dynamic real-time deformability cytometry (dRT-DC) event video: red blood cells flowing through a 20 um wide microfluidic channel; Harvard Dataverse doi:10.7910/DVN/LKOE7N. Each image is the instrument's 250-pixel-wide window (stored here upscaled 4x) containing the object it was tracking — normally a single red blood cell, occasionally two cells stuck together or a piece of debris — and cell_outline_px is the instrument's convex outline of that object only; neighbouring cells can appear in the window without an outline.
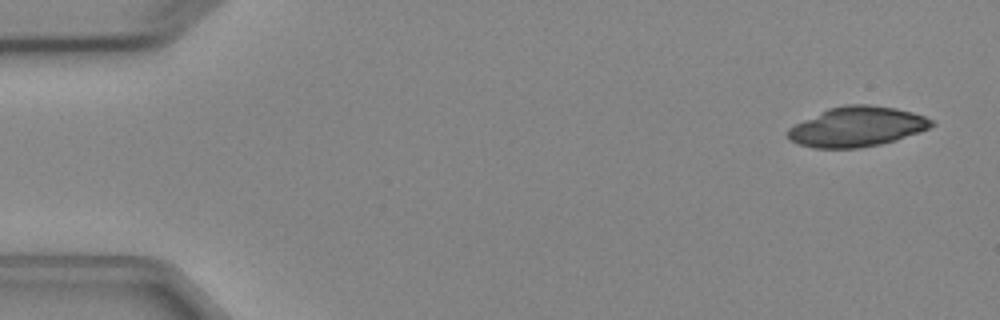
{"species": "Egyptian fruit bat (a non-hibernating species)", "species_latin": "Rousettus aegyptiacus", "temperature_condition": "cold", "stored_images_in_passage": 5, "camera_frame_rate_fps": 3000, "um_per_image_px": 0.085, "animal": {"sex": "female"}, "frame": {"image": 1, "passage_image": 1, "time_ms": 0.0, "image_size_px": [1000, 320], "cell_outline_px": [[936, 124], [928, 128], [896, 140], [880, 144], [860, 148], [812, 148], [788, 140], [784, 132], [788, 128], [828, 108], [844, 104], [868, 104], [896, 108], [912, 112], [924, 116], [932, 120]], "centroid_in_image_um": [72.81, 10.77], "position_along_channel_um": 12.2, "area_um2": 33.47}}